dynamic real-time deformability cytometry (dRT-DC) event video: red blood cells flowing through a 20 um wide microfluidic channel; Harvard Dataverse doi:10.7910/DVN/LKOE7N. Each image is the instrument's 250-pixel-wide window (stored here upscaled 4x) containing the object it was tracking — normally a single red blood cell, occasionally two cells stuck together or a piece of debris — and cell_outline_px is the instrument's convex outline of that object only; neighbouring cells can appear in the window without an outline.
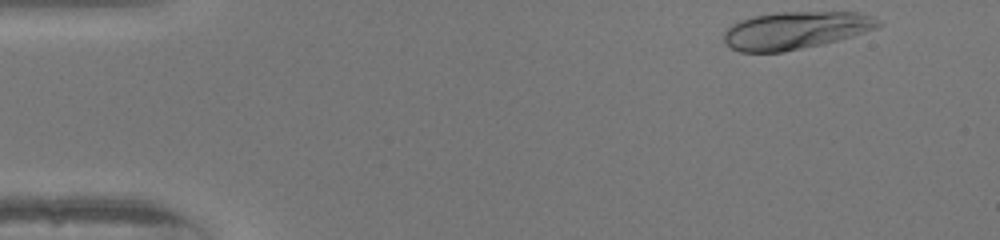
{"species": "human", "species_latin": "Homo sapiens", "temperature_condition": "warm", "stored_images_in_passage": 39, "camera_frame_rate_fps": 3000, "um_per_image_px": 0.085, "donor": {"sex": "female"}, "frame": {"image": 1, "passage_image": 1, "time_ms": 0.0, "image_size_px": [1000, 240], "cell_outline_px": [[884, 24], [876, 28], [852, 36], [820, 44], [784, 52], [740, 52], [724, 44], [724, 32], [732, 24], [740, 20], [756, 16], [780, 12], [856, 12], [872, 16], [880, 20]], "centroid_in_image_um": [67.61, 2.58], "position_along_channel_um": 17.4, "area_um2": 33.58}}
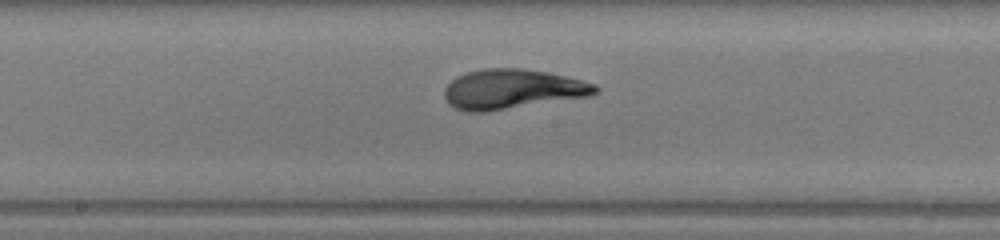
{"frame": {"image": 2, "passage_image": 23, "time_ms": 7.333, "image_size_px": [1000, 240], "cell_outline_px": [[600, 88], [596, 92], [588, 96], [484, 112], [468, 112], [456, 108], [448, 104], [444, 96], [444, 88], [456, 76], [468, 72], [488, 68], [520, 68], [548, 72], [596, 84]], "centroid_in_image_um": [43.51, 7.57], "position_along_channel_um": 204.7, "area_um2": 34.62}}
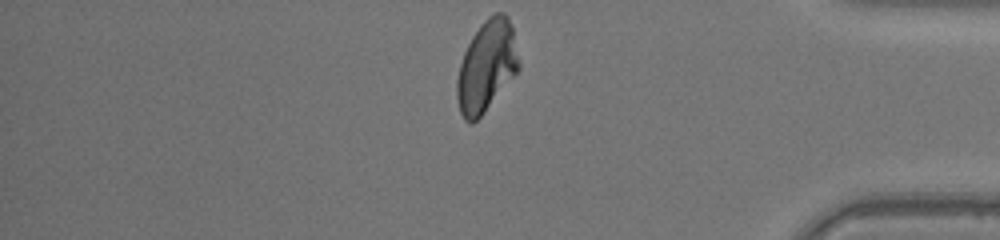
{"frame": {"image": 3, "passage_image": 39, "time_ms": 12.667, "image_size_px": [1000, 240], "cell_outline_px": [[520, 68], [484, 112], [472, 124], [464, 120], [460, 112], [456, 96], [456, 80], [460, 64], [464, 52], [472, 36], [480, 24], [488, 16], [496, 12], [504, 12], [508, 16], [512, 28], [520, 64]], "centroid_in_image_um": [41.34, 5.61], "position_along_channel_um": 393.9, "area_um2": 32.66}, "authors_computed_cell_mechanics": {"area_um2": 33.2928, "velocity_mm_per_s": 4.0721, "shape_relaxation_time_tau1_ms": 4.1563, "shape_relaxation_time_tau2_ms": null, "deformation_change_tau1": 0.2191, "deformation_change_tau2": null}}